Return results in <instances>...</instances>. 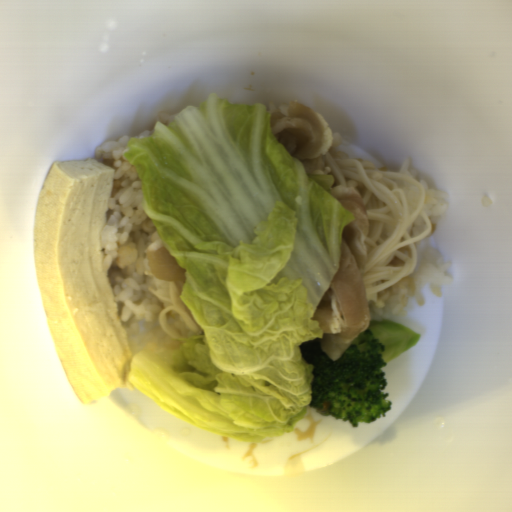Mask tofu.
<instances>
[{
    "mask_svg": "<svg viewBox=\"0 0 512 512\" xmlns=\"http://www.w3.org/2000/svg\"><path fill=\"white\" fill-rule=\"evenodd\" d=\"M113 168L94 158L54 163L34 209L31 246L41 301L68 385L82 402L129 388L133 353L107 278L102 225Z\"/></svg>",
    "mask_w": 512,
    "mask_h": 512,
    "instance_id": "tofu-1",
    "label": "tofu"
}]
</instances>
